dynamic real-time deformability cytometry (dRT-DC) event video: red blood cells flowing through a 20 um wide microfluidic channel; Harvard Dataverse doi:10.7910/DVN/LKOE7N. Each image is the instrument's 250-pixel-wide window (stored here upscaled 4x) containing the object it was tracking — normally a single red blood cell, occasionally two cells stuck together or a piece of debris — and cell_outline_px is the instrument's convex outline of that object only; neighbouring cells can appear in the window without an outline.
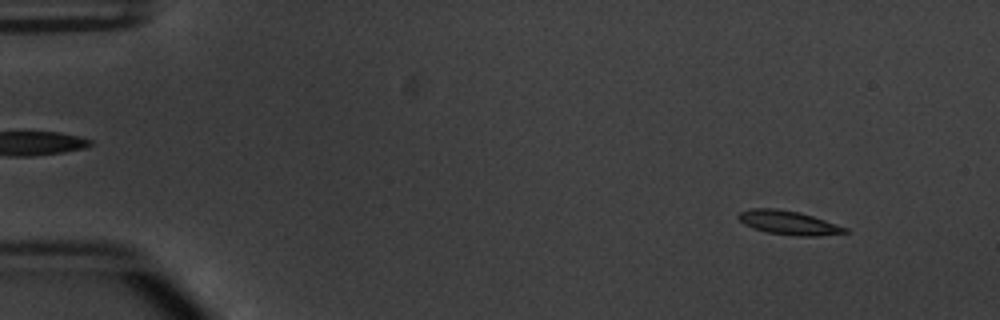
{"species": "common noctule bat (a hibernating species)", "species_latin": "Nyctalus noctula", "temperature_condition": "warm", "stored_images_in_passage": 53, "camera_frame_rate_fps": 3000, "um_per_image_px": 0.085, "animal": {"sex": "male", "body_mass_g": 20.1, "forearm_length_mm": 53.5}, "frame": {"image": 1, "passage_image": 5, "time_ms": 1.333, "image_size_px": [1000, 320], "cell_outline_px": [[848, 232], [816, 236], [796, 236], [764, 232], [752, 228], [744, 224], [736, 216], [740, 212], [752, 208], [776, 208], [800, 212], [848, 228]], "centroid_in_image_um": [66.98, 18.93], "position_along_channel_um": 18.0, "area_um2": 14.85}}
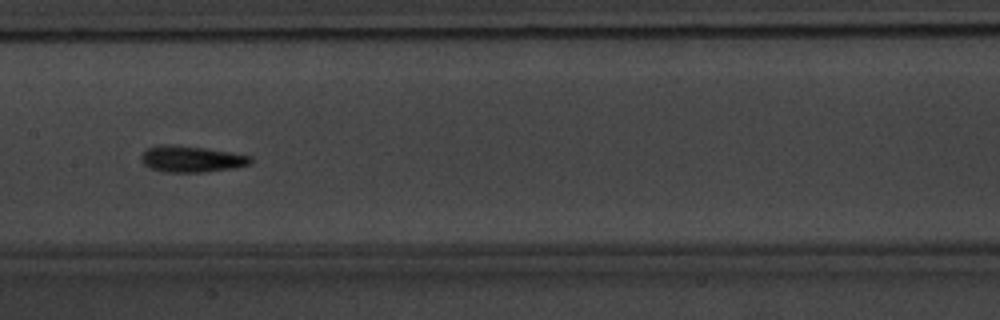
{"frame": {"image": 2, "passage_image": 27, "time_ms": 8.667, "image_size_px": [1000, 320], "cell_outline_px": [[252, 160], [248, 164], [236, 168], [204, 172], [164, 172], [152, 168], [144, 164], [140, 160], [140, 156], [148, 148], [156, 144], [172, 144], [204, 148], [252, 156]], "centroid_in_image_um": [16.24, 13.51], "position_along_channel_um": 191.2, "area_um2": 16.76}}
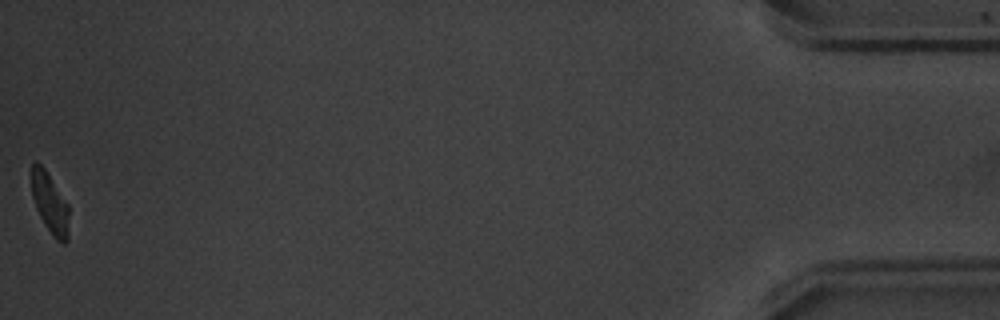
{"frame": {"image": 3, "passage_image": 53, "time_ms": 17.333, "image_size_px": [1000, 320], "cell_outline_px": [[68, 240], [64, 244], [56, 240], [52, 236], [44, 224], [36, 208], [32, 196], [32, 164], [36, 160], [44, 168], [68, 204]], "centroid_in_image_um": [4.24, 17.31], "position_along_channel_um": 431.0, "area_um2": 13.06}, "authors_computed_cell_mechanics": {"area_um2": 14.9702, "velocity_mm_per_s": 3.8261, "shape_relaxation_time_tau1_ms": 2.5811, "shape_relaxation_time_tau2_ms": 2.5338, "deformation_change_tau1": 0.152, "deformation_change_tau2": 0.1031}}